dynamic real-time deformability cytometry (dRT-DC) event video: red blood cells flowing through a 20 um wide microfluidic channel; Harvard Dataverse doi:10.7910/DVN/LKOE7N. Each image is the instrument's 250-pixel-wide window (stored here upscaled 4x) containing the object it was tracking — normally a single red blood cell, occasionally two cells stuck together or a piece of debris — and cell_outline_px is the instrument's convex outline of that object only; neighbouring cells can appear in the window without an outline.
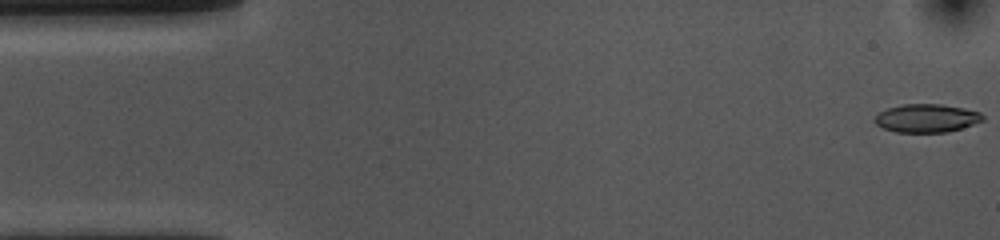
{"species": "common noctule bat (a hibernating species)", "species_latin": "Nyctalus noctula", "temperature_condition": "cold", "stored_images_in_passage": 54, "camera_frame_rate_fps": 3000, "um_per_image_px": 0.085, "animal": {"sex": "female", "body_mass_g": 10.0, "forearm_length_mm": 53.1}, "frame": {"image": 1, "passage_image": 1, "time_ms": 0.0, "image_size_px": [1000, 240], "cell_outline_px": [[984, 120], [960, 128], [944, 132], [896, 132], [884, 128], [876, 124], [872, 120], [880, 112], [888, 108], [904, 104], [940, 104], [964, 108], [980, 112], [984, 116]], "centroid_in_image_um": [78.75, 10.04], "position_along_channel_um": 6.3, "area_um2": 17.63}}
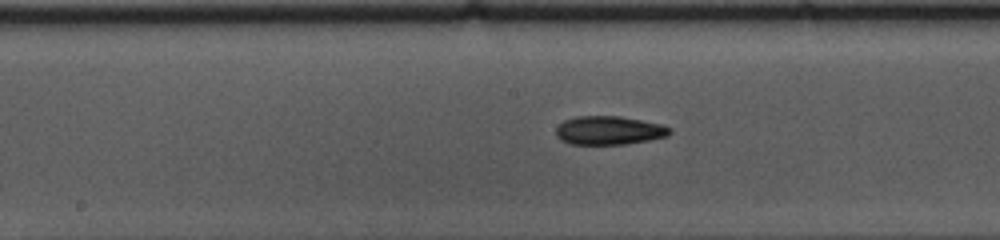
{"frame": {"image": 2, "passage_image": 26, "time_ms": 8.333, "image_size_px": [1000, 240], "cell_outline_px": [[672, 132], [668, 136], [628, 144], [568, 144], [560, 140], [556, 136], [556, 128], [564, 120], [576, 116], [620, 116], [660, 124], [672, 128]], "centroid_in_image_um": [51.76, 11.09], "position_along_channel_um": 196.4, "area_um2": 19.07}}
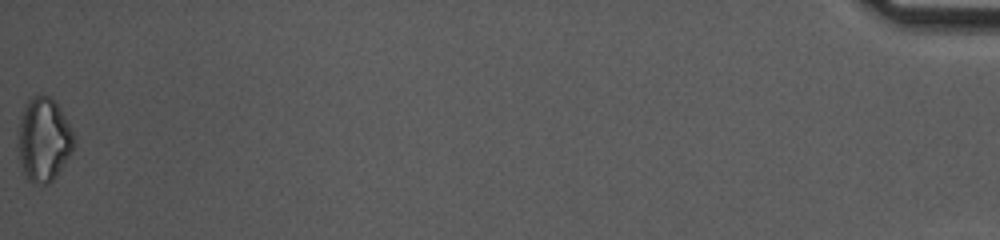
{"frame": {"image": 3, "passage_image": 54, "time_ms": 17.667, "image_size_px": [1000, 240], "cell_outline_px": [[76, 140], [72, 152], [56, 176], [48, 184], [32, 184], [24, 176], [20, 160], [20, 116], [28, 100], [36, 96], [48, 96], [56, 100]], "centroid_in_image_um": [3.74, 11.89], "position_along_channel_um": 431.5, "area_um2": 26.88}, "authors_computed_cell_mechanics": {"area_um2": 18.9006, "velocity_mm_per_s": 3.6616, "shape_relaxation_time_tau1_ms": 6.3198, "shape_relaxation_time_tau2_ms": 8.7626, "deformation_change_tau1": 0.1432, "deformation_change_tau2": 0.1676}}